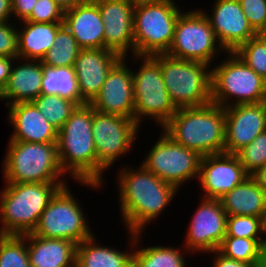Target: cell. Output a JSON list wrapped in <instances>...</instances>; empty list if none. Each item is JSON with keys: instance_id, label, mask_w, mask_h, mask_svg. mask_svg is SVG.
<instances>
[{"instance_id": "obj_47", "label": "cell", "mask_w": 266, "mask_h": 267, "mask_svg": "<svg viewBox=\"0 0 266 267\" xmlns=\"http://www.w3.org/2000/svg\"><path fill=\"white\" fill-rule=\"evenodd\" d=\"M262 39L266 40V23L257 33Z\"/></svg>"}, {"instance_id": "obj_20", "label": "cell", "mask_w": 266, "mask_h": 267, "mask_svg": "<svg viewBox=\"0 0 266 267\" xmlns=\"http://www.w3.org/2000/svg\"><path fill=\"white\" fill-rule=\"evenodd\" d=\"M121 58L106 48L80 50L74 71L81 98L86 104L96 98L109 71Z\"/></svg>"}, {"instance_id": "obj_30", "label": "cell", "mask_w": 266, "mask_h": 267, "mask_svg": "<svg viewBox=\"0 0 266 267\" xmlns=\"http://www.w3.org/2000/svg\"><path fill=\"white\" fill-rule=\"evenodd\" d=\"M218 251L228 258L251 264L254 267L266 264L265 239L225 236Z\"/></svg>"}, {"instance_id": "obj_33", "label": "cell", "mask_w": 266, "mask_h": 267, "mask_svg": "<svg viewBox=\"0 0 266 267\" xmlns=\"http://www.w3.org/2000/svg\"><path fill=\"white\" fill-rule=\"evenodd\" d=\"M0 267H31L26 234H0Z\"/></svg>"}, {"instance_id": "obj_40", "label": "cell", "mask_w": 266, "mask_h": 267, "mask_svg": "<svg viewBox=\"0 0 266 267\" xmlns=\"http://www.w3.org/2000/svg\"><path fill=\"white\" fill-rule=\"evenodd\" d=\"M12 1V17H15L20 23L21 21H25L33 10L34 5L38 0H11Z\"/></svg>"}, {"instance_id": "obj_22", "label": "cell", "mask_w": 266, "mask_h": 267, "mask_svg": "<svg viewBox=\"0 0 266 267\" xmlns=\"http://www.w3.org/2000/svg\"><path fill=\"white\" fill-rule=\"evenodd\" d=\"M63 24L81 49L104 48V23L94 0L65 10Z\"/></svg>"}, {"instance_id": "obj_28", "label": "cell", "mask_w": 266, "mask_h": 267, "mask_svg": "<svg viewBox=\"0 0 266 267\" xmlns=\"http://www.w3.org/2000/svg\"><path fill=\"white\" fill-rule=\"evenodd\" d=\"M142 233H134V247L132 267H186L184 253H190L186 249L172 246L152 245L138 248L142 241ZM140 241V242H139ZM184 251V252H183Z\"/></svg>"}, {"instance_id": "obj_5", "label": "cell", "mask_w": 266, "mask_h": 267, "mask_svg": "<svg viewBox=\"0 0 266 267\" xmlns=\"http://www.w3.org/2000/svg\"><path fill=\"white\" fill-rule=\"evenodd\" d=\"M3 161L5 183L68 182L63 180L57 142L9 141ZM61 178V179H60Z\"/></svg>"}, {"instance_id": "obj_46", "label": "cell", "mask_w": 266, "mask_h": 267, "mask_svg": "<svg viewBox=\"0 0 266 267\" xmlns=\"http://www.w3.org/2000/svg\"><path fill=\"white\" fill-rule=\"evenodd\" d=\"M134 3L138 2H174V0H132Z\"/></svg>"}, {"instance_id": "obj_29", "label": "cell", "mask_w": 266, "mask_h": 267, "mask_svg": "<svg viewBox=\"0 0 266 267\" xmlns=\"http://www.w3.org/2000/svg\"><path fill=\"white\" fill-rule=\"evenodd\" d=\"M41 94L59 95L74 101L78 106L86 104L80 95L74 67H50L43 65Z\"/></svg>"}, {"instance_id": "obj_49", "label": "cell", "mask_w": 266, "mask_h": 267, "mask_svg": "<svg viewBox=\"0 0 266 267\" xmlns=\"http://www.w3.org/2000/svg\"><path fill=\"white\" fill-rule=\"evenodd\" d=\"M0 100L2 101H4V99H3V94H2V89L0 88Z\"/></svg>"}, {"instance_id": "obj_7", "label": "cell", "mask_w": 266, "mask_h": 267, "mask_svg": "<svg viewBox=\"0 0 266 267\" xmlns=\"http://www.w3.org/2000/svg\"><path fill=\"white\" fill-rule=\"evenodd\" d=\"M141 66L133 75L134 120L142 126L144 117L155 120L162 128L175 114L177 107L171 101L162 78L160 54L132 55Z\"/></svg>"}, {"instance_id": "obj_10", "label": "cell", "mask_w": 266, "mask_h": 267, "mask_svg": "<svg viewBox=\"0 0 266 267\" xmlns=\"http://www.w3.org/2000/svg\"><path fill=\"white\" fill-rule=\"evenodd\" d=\"M220 51L227 53L219 44L205 13L201 9L182 11L176 22L172 43L165 54L212 65Z\"/></svg>"}, {"instance_id": "obj_16", "label": "cell", "mask_w": 266, "mask_h": 267, "mask_svg": "<svg viewBox=\"0 0 266 267\" xmlns=\"http://www.w3.org/2000/svg\"><path fill=\"white\" fill-rule=\"evenodd\" d=\"M224 152L236 154L266 130V104L249 103L225 107Z\"/></svg>"}, {"instance_id": "obj_42", "label": "cell", "mask_w": 266, "mask_h": 267, "mask_svg": "<svg viewBox=\"0 0 266 267\" xmlns=\"http://www.w3.org/2000/svg\"><path fill=\"white\" fill-rule=\"evenodd\" d=\"M15 62V58L0 57V88L6 85L8 78L11 74L12 66Z\"/></svg>"}, {"instance_id": "obj_41", "label": "cell", "mask_w": 266, "mask_h": 267, "mask_svg": "<svg viewBox=\"0 0 266 267\" xmlns=\"http://www.w3.org/2000/svg\"><path fill=\"white\" fill-rule=\"evenodd\" d=\"M212 253L215 255L212 258V267H254L251 264L228 258L221 254L218 250H215L210 254Z\"/></svg>"}, {"instance_id": "obj_38", "label": "cell", "mask_w": 266, "mask_h": 267, "mask_svg": "<svg viewBox=\"0 0 266 267\" xmlns=\"http://www.w3.org/2000/svg\"><path fill=\"white\" fill-rule=\"evenodd\" d=\"M0 57L18 58L17 27L12 23H0Z\"/></svg>"}, {"instance_id": "obj_34", "label": "cell", "mask_w": 266, "mask_h": 267, "mask_svg": "<svg viewBox=\"0 0 266 267\" xmlns=\"http://www.w3.org/2000/svg\"><path fill=\"white\" fill-rule=\"evenodd\" d=\"M240 59L266 81V40L258 34L234 51Z\"/></svg>"}, {"instance_id": "obj_24", "label": "cell", "mask_w": 266, "mask_h": 267, "mask_svg": "<svg viewBox=\"0 0 266 267\" xmlns=\"http://www.w3.org/2000/svg\"><path fill=\"white\" fill-rule=\"evenodd\" d=\"M31 267H76L77 244L64 239L26 234Z\"/></svg>"}, {"instance_id": "obj_17", "label": "cell", "mask_w": 266, "mask_h": 267, "mask_svg": "<svg viewBox=\"0 0 266 267\" xmlns=\"http://www.w3.org/2000/svg\"><path fill=\"white\" fill-rule=\"evenodd\" d=\"M104 23V48L126 57L134 55L132 0H94ZM131 49V50H129Z\"/></svg>"}, {"instance_id": "obj_31", "label": "cell", "mask_w": 266, "mask_h": 267, "mask_svg": "<svg viewBox=\"0 0 266 267\" xmlns=\"http://www.w3.org/2000/svg\"><path fill=\"white\" fill-rule=\"evenodd\" d=\"M80 50L70 30L62 24L56 34L54 45L47 51L41 62L50 67H74Z\"/></svg>"}, {"instance_id": "obj_27", "label": "cell", "mask_w": 266, "mask_h": 267, "mask_svg": "<svg viewBox=\"0 0 266 267\" xmlns=\"http://www.w3.org/2000/svg\"><path fill=\"white\" fill-rule=\"evenodd\" d=\"M127 233L131 252L103 246L96 242V235L82 241L76 248V267H132L134 233Z\"/></svg>"}, {"instance_id": "obj_6", "label": "cell", "mask_w": 266, "mask_h": 267, "mask_svg": "<svg viewBox=\"0 0 266 267\" xmlns=\"http://www.w3.org/2000/svg\"><path fill=\"white\" fill-rule=\"evenodd\" d=\"M227 53L228 57L211 67V102L224 108L265 102L266 81L235 52Z\"/></svg>"}, {"instance_id": "obj_14", "label": "cell", "mask_w": 266, "mask_h": 267, "mask_svg": "<svg viewBox=\"0 0 266 267\" xmlns=\"http://www.w3.org/2000/svg\"><path fill=\"white\" fill-rule=\"evenodd\" d=\"M190 218L184 248L190 253L218 250L226 236L227 214L219 199L204 198Z\"/></svg>"}, {"instance_id": "obj_44", "label": "cell", "mask_w": 266, "mask_h": 267, "mask_svg": "<svg viewBox=\"0 0 266 267\" xmlns=\"http://www.w3.org/2000/svg\"><path fill=\"white\" fill-rule=\"evenodd\" d=\"M250 176L256 181L259 187L266 193V164L258 168Z\"/></svg>"}, {"instance_id": "obj_13", "label": "cell", "mask_w": 266, "mask_h": 267, "mask_svg": "<svg viewBox=\"0 0 266 267\" xmlns=\"http://www.w3.org/2000/svg\"><path fill=\"white\" fill-rule=\"evenodd\" d=\"M161 132L140 165L177 189L188 180H198L202 156Z\"/></svg>"}, {"instance_id": "obj_37", "label": "cell", "mask_w": 266, "mask_h": 267, "mask_svg": "<svg viewBox=\"0 0 266 267\" xmlns=\"http://www.w3.org/2000/svg\"><path fill=\"white\" fill-rule=\"evenodd\" d=\"M26 21L43 23L63 22L64 9L55 0H38Z\"/></svg>"}, {"instance_id": "obj_39", "label": "cell", "mask_w": 266, "mask_h": 267, "mask_svg": "<svg viewBox=\"0 0 266 267\" xmlns=\"http://www.w3.org/2000/svg\"><path fill=\"white\" fill-rule=\"evenodd\" d=\"M253 29L258 31L266 23V0H238Z\"/></svg>"}, {"instance_id": "obj_15", "label": "cell", "mask_w": 266, "mask_h": 267, "mask_svg": "<svg viewBox=\"0 0 266 267\" xmlns=\"http://www.w3.org/2000/svg\"><path fill=\"white\" fill-rule=\"evenodd\" d=\"M249 176L236 154L224 152L203 156L198 177L204 192L202 197L220 199Z\"/></svg>"}, {"instance_id": "obj_45", "label": "cell", "mask_w": 266, "mask_h": 267, "mask_svg": "<svg viewBox=\"0 0 266 267\" xmlns=\"http://www.w3.org/2000/svg\"><path fill=\"white\" fill-rule=\"evenodd\" d=\"M63 9L64 11L70 8H73L74 6L78 4L85 3L89 0H55Z\"/></svg>"}, {"instance_id": "obj_2", "label": "cell", "mask_w": 266, "mask_h": 267, "mask_svg": "<svg viewBox=\"0 0 266 267\" xmlns=\"http://www.w3.org/2000/svg\"><path fill=\"white\" fill-rule=\"evenodd\" d=\"M93 107L77 106L58 130L57 151L62 171L73 181L93 189L97 184V156L92 132Z\"/></svg>"}, {"instance_id": "obj_43", "label": "cell", "mask_w": 266, "mask_h": 267, "mask_svg": "<svg viewBox=\"0 0 266 267\" xmlns=\"http://www.w3.org/2000/svg\"><path fill=\"white\" fill-rule=\"evenodd\" d=\"M10 19H12V1L0 0V23L9 22Z\"/></svg>"}, {"instance_id": "obj_9", "label": "cell", "mask_w": 266, "mask_h": 267, "mask_svg": "<svg viewBox=\"0 0 266 267\" xmlns=\"http://www.w3.org/2000/svg\"><path fill=\"white\" fill-rule=\"evenodd\" d=\"M181 10L176 2L135 3L134 55L165 54L172 43Z\"/></svg>"}, {"instance_id": "obj_11", "label": "cell", "mask_w": 266, "mask_h": 267, "mask_svg": "<svg viewBox=\"0 0 266 267\" xmlns=\"http://www.w3.org/2000/svg\"><path fill=\"white\" fill-rule=\"evenodd\" d=\"M141 126L124 116L103 113L93 108L92 132L97 156V184L103 183V173L126 155L134 146Z\"/></svg>"}, {"instance_id": "obj_32", "label": "cell", "mask_w": 266, "mask_h": 267, "mask_svg": "<svg viewBox=\"0 0 266 267\" xmlns=\"http://www.w3.org/2000/svg\"><path fill=\"white\" fill-rule=\"evenodd\" d=\"M32 102L57 130L64 125L78 106L74 101L59 95L40 94Z\"/></svg>"}, {"instance_id": "obj_36", "label": "cell", "mask_w": 266, "mask_h": 267, "mask_svg": "<svg viewBox=\"0 0 266 267\" xmlns=\"http://www.w3.org/2000/svg\"><path fill=\"white\" fill-rule=\"evenodd\" d=\"M244 170L251 175L266 164V130L261 132L249 145L236 153Z\"/></svg>"}, {"instance_id": "obj_35", "label": "cell", "mask_w": 266, "mask_h": 267, "mask_svg": "<svg viewBox=\"0 0 266 267\" xmlns=\"http://www.w3.org/2000/svg\"><path fill=\"white\" fill-rule=\"evenodd\" d=\"M226 236L265 239L264 219L248 215L227 216Z\"/></svg>"}, {"instance_id": "obj_25", "label": "cell", "mask_w": 266, "mask_h": 267, "mask_svg": "<svg viewBox=\"0 0 266 267\" xmlns=\"http://www.w3.org/2000/svg\"><path fill=\"white\" fill-rule=\"evenodd\" d=\"M23 28L17 27L18 58L42 60L52 48L59 27L63 22L43 23L21 21Z\"/></svg>"}, {"instance_id": "obj_21", "label": "cell", "mask_w": 266, "mask_h": 267, "mask_svg": "<svg viewBox=\"0 0 266 267\" xmlns=\"http://www.w3.org/2000/svg\"><path fill=\"white\" fill-rule=\"evenodd\" d=\"M7 107V121L14 129L9 141L57 142L58 130L49 123L33 102H21Z\"/></svg>"}, {"instance_id": "obj_8", "label": "cell", "mask_w": 266, "mask_h": 267, "mask_svg": "<svg viewBox=\"0 0 266 267\" xmlns=\"http://www.w3.org/2000/svg\"><path fill=\"white\" fill-rule=\"evenodd\" d=\"M160 67L170 99L177 109L211 103L210 65L160 54Z\"/></svg>"}, {"instance_id": "obj_26", "label": "cell", "mask_w": 266, "mask_h": 267, "mask_svg": "<svg viewBox=\"0 0 266 267\" xmlns=\"http://www.w3.org/2000/svg\"><path fill=\"white\" fill-rule=\"evenodd\" d=\"M219 200L227 216L248 215L265 219L266 193L251 176Z\"/></svg>"}, {"instance_id": "obj_23", "label": "cell", "mask_w": 266, "mask_h": 267, "mask_svg": "<svg viewBox=\"0 0 266 267\" xmlns=\"http://www.w3.org/2000/svg\"><path fill=\"white\" fill-rule=\"evenodd\" d=\"M14 63L17 64H13L8 81L2 89L6 107L21 102H32L41 94L42 62L15 58Z\"/></svg>"}, {"instance_id": "obj_19", "label": "cell", "mask_w": 266, "mask_h": 267, "mask_svg": "<svg viewBox=\"0 0 266 267\" xmlns=\"http://www.w3.org/2000/svg\"><path fill=\"white\" fill-rule=\"evenodd\" d=\"M125 61L126 57H122L111 68L90 105L96 111L134 119L133 75Z\"/></svg>"}, {"instance_id": "obj_12", "label": "cell", "mask_w": 266, "mask_h": 267, "mask_svg": "<svg viewBox=\"0 0 266 267\" xmlns=\"http://www.w3.org/2000/svg\"><path fill=\"white\" fill-rule=\"evenodd\" d=\"M69 190L62 187L50 200L40 215L38 224L32 234L45 237L70 240L77 245L92 237L82 206Z\"/></svg>"}, {"instance_id": "obj_18", "label": "cell", "mask_w": 266, "mask_h": 267, "mask_svg": "<svg viewBox=\"0 0 266 267\" xmlns=\"http://www.w3.org/2000/svg\"><path fill=\"white\" fill-rule=\"evenodd\" d=\"M208 18L219 44L226 52H234L257 32L247 20L238 0H215Z\"/></svg>"}, {"instance_id": "obj_48", "label": "cell", "mask_w": 266, "mask_h": 267, "mask_svg": "<svg viewBox=\"0 0 266 267\" xmlns=\"http://www.w3.org/2000/svg\"><path fill=\"white\" fill-rule=\"evenodd\" d=\"M264 235H265V241H266V216L264 219Z\"/></svg>"}, {"instance_id": "obj_1", "label": "cell", "mask_w": 266, "mask_h": 267, "mask_svg": "<svg viewBox=\"0 0 266 267\" xmlns=\"http://www.w3.org/2000/svg\"><path fill=\"white\" fill-rule=\"evenodd\" d=\"M131 168H121L117 174L119 207L127 232L142 233L149 223L160 217L178 189L142 165Z\"/></svg>"}, {"instance_id": "obj_3", "label": "cell", "mask_w": 266, "mask_h": 267, "mask_svg": "<svg viewBox=\"0 0 266 267\" xmlns=\"http://www.w3.org/2000/svg\"><path fill=\"white\" fill-rule=\"evenodd\" d=\"M162 130L200 156L224 153L225 109L215 103L179 108Z\"/></svg>"}, {"instance_id": "obj_4", "label": "cell", "mask_w": 266, "mask_h": 267, "mask_svg": "<svg viewBox=\"0 0 266 267\" xmlns=\"http://www.w3.org/2000/svg\"><path fill=\"white\" fill-rule=\"evenodd\" d=\"M0 192V234L32 233L50 200L67 182L5 183Z\"/></svg>"}]
</instances>
